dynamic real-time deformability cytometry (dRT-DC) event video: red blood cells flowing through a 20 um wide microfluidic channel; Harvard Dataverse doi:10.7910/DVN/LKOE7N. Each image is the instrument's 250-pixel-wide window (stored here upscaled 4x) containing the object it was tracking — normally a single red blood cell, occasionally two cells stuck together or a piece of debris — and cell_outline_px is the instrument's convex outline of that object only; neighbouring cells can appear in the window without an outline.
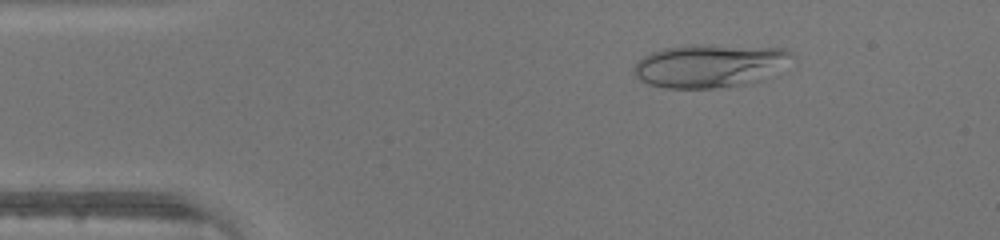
{"species": "human", "species_latin": "Homo sapiens", "temperature_condition": "warm", "stored_images_in_passage": 45, "camera_frame_rate_fps": 3000, "um_per_image_px": 0.085, "donor": {"sex": "male"}, "frame": {"image": 1, "passage_image": 6, "time_ms": 1.667, "image_size_px": [1000, 240], "cell_outline_px": [[796, 56], [776, 76], [748, 84], [716, 88], [664, 88], [648, 84], [640, 80], [632, 72], [632, 68], [644, 56], [652, 52], [664, 48], [784, 48], [792, 52]], "centroid_in_image_um": [60.41, 5.67], "position_along_channel_um": 24.6, "area_um2": 38.84}}
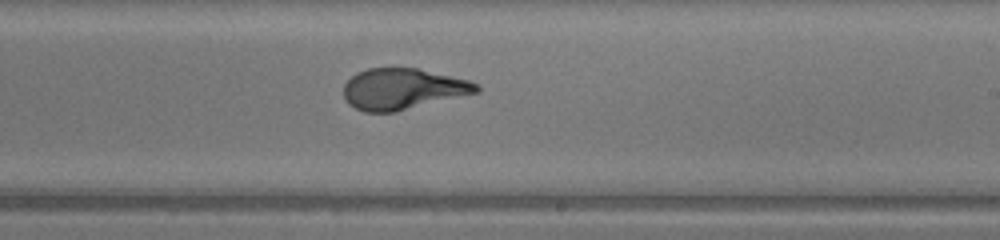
{"frame": {"image": 2, "passage_image": 26, "time_ms": 8.333, "image_size_px": [1000, 240], "cell_outline_px": [[480, 92], [396, 112], [364, 112], [348, 104], [344, 96], [344, 84], [356, 72], [368, 68], [416, 68], [468, 80], [476, 84], [480, 88]], "centroid_in_image_um": [34.22, 7.57], "position_along_channel_um": 254.8, "area_um2": 31.73}}
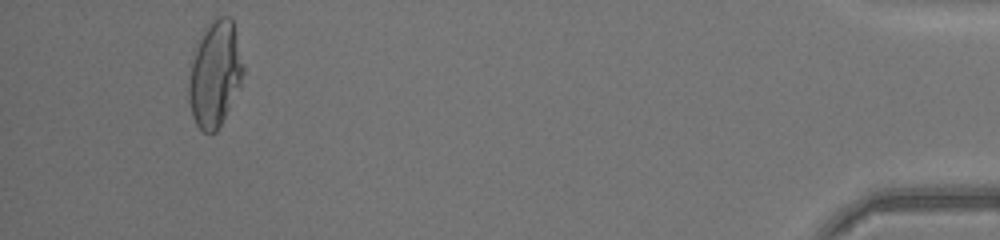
{"frame": {"image": 3, "passage_image": 42, "time_ms": 13.667, "image_size_px": [1000, 240], "cell_outline_px": [[244, 72], [240, 84], [216, 132], [204, 132], [196, 124], [192, 116], [188, 100], [188, 84], [192, 60], [196, 40], [204, 28], [212, 20], [220, 16], [228, 16], [232, 20], [244, 64]], "centroid_in_image_um": [18.24, 6.24], "position_along_channel_um": 417.0, "area_um2": 33.41}}